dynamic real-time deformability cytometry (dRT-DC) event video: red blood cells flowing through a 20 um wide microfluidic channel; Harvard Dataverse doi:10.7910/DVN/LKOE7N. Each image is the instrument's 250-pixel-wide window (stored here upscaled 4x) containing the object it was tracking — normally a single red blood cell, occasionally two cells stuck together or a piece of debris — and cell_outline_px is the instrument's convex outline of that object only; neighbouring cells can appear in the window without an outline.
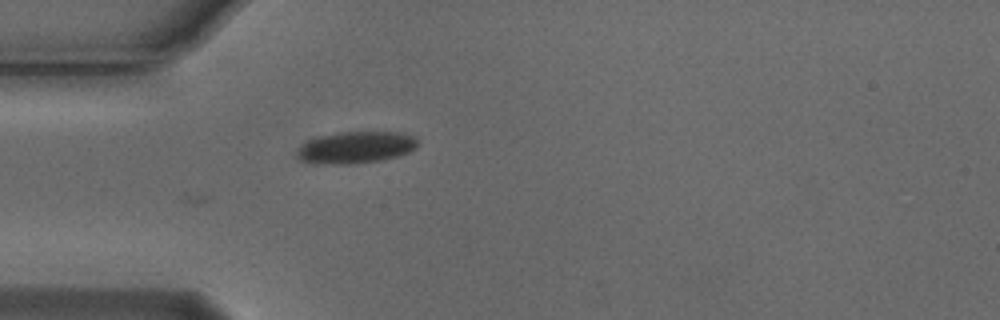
{"species": "Egyptian fruit bat (a non-hibernating species)", "species_latin": "Rousettus aegyptiacus", "temperature_condition": "cold", "stored_images_in_passage": 22, "camera_frame_rate_fps": 3000, "um_per_image_px": 0.085, "animal": {"sex": "male"}, "frame": {"image": 1, "passage_image": 1, "time_ms": 0.0, "image_size_px": [1000, 320], "cell_outline_px": [[416, 148], [408, 152], [396, 156], [380, 160], [348, 164], [316, 164], [300, 160], [296, 156], [296, 148], [300, 144], [308, 140], [320, 136], [336, 132], [404, 132], [416, 136]], "centroid_in_image_um": [30.19, 12.52], "position_along_channel_um": 54.8, "area_um2": 22.6}}
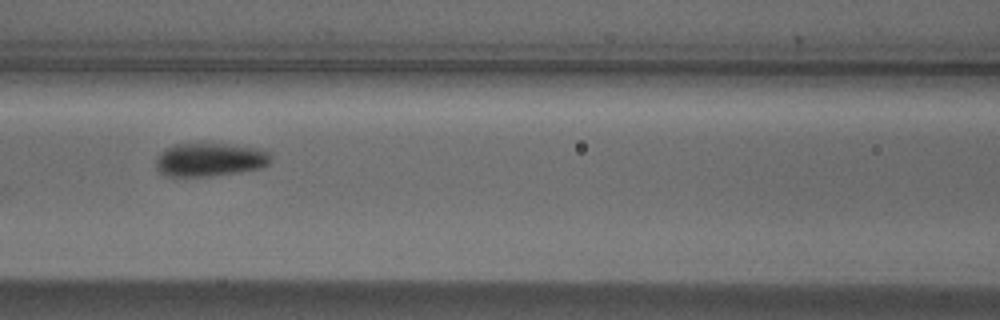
{"frame": {"image": 2, "passage_image": 9, "time_ms": 2.667, "image_size_px": [1000, 320], "cell_outline_px": [[272, 160], [268, 164], [260, 168], [240, 172], [208, 176], [168, 176], [160, 172], [156, 164], [156, 156], [164, 148], [176, 144], [228, 144], [264, 148], [268, 152]], "centroid_in_image_um": [17.86, 13.56], "position_along_channel_um": 148.7, "area_um2": 22.48}}
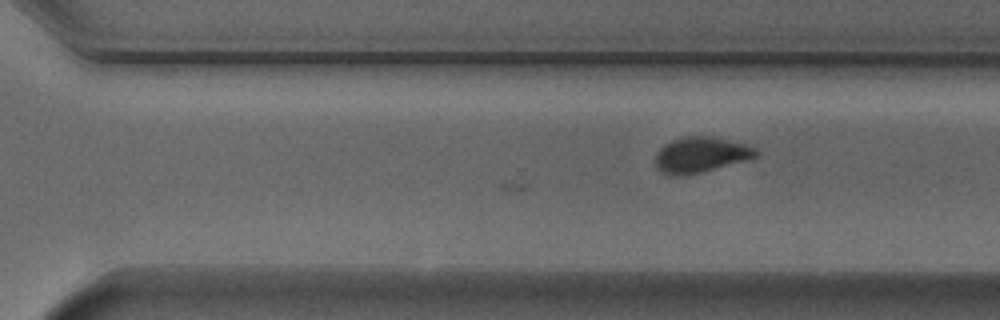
{"frame": {"image": 3, "passage_image": 22, "time_ms": 7.0, "image_size_px": [1000, 320], "cell_outline_px": [[760, 156], [748, 160], [700, 172], [676, 176], [660, 172], [656, 168], [656, 152], [664, 144], [672, 140], [684, 136], [712, 136], [744, 144], [756, 148], [760, 152]], "centroid_in_image_um": [59.58, 13.15], "position_along_channel_um": 311.0, "area_um2": 20.87}}